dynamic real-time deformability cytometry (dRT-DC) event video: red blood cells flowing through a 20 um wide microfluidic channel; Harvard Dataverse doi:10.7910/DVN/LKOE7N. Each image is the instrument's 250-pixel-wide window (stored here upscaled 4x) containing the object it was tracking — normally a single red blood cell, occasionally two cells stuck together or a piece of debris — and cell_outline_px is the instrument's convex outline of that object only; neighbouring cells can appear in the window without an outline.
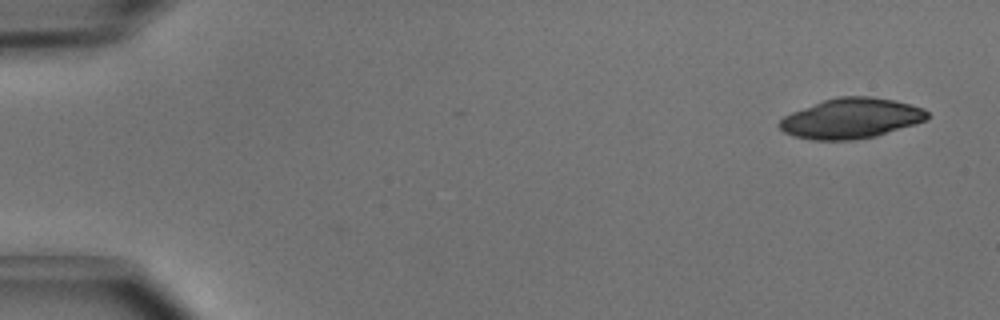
{"species": "common noctule bat (a hibernating species)", "species_latin": "Nyctalus noctula", "temperature_condition": "cold", "stored_images_in_passage": 6, "camera_frame_rate_fps": 3000, "um_per_image_px": 0.085, "animal": {"sex": "male", "body_mass_g": 15.6}, "frame": {"image": 1, "passage_image": 1, "time_ms": 0.0, "image_size_px": [1000, 320], "cell_outline_px": [[928, 120], [916, 124], [876, 136], [852, 140], [812, 140], [796, 136], [784, 132], [776, 124], [784, 116], [792, 112], [824, 100], [840, 96], [872, 96], [896, 100], [924, 108], [928, 112]], "centroid_in_image_um": [72.38, 10.06], "position_along_channel_um": 12.6, "area_um2": 34.74}}